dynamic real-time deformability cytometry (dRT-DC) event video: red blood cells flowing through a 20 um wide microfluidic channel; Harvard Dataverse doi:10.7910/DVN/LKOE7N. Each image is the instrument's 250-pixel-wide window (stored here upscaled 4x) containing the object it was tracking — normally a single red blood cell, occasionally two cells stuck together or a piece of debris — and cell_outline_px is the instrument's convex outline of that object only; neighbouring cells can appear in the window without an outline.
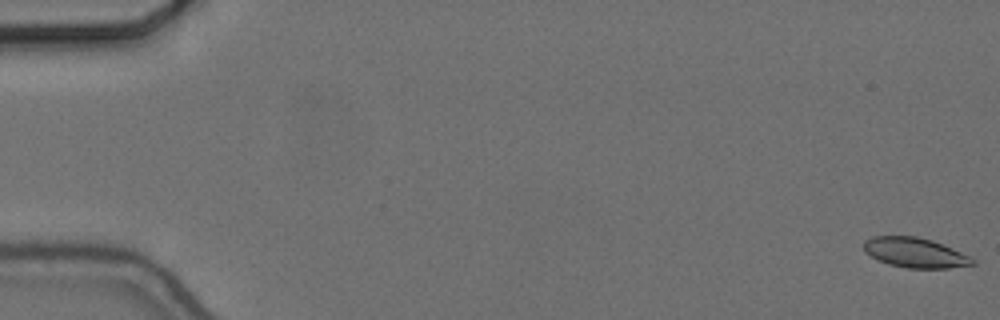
{"species": "common noctule bat (a hibernating species)", "species_latin": "Nyctalus noctula", "temperature_condition": "cold", "stored_images_in_passage": 22, "camera_frame_rate_fps": 3000, "um_per_image_px": 0.085, "animal": {"sex": "female", "body_mass_g": 24.6, "forearm_length_mm": 56.2}, "frame": {"image": 1, "passage_image": 1, "time_ms": 0.0, "image_size_px": [1000, 320], "cell_outline_px": [[976, 264], [948, 268], [908, 268], [888, 264], [864, 252], [864, 240], [872, 236], [916, 236], [932, 240], [972, 256], [976, 260]], "centroid_in_image_um": [77.81, 21.47], "position_along_channel_um": 7.2, "area_um2": 19.02}}
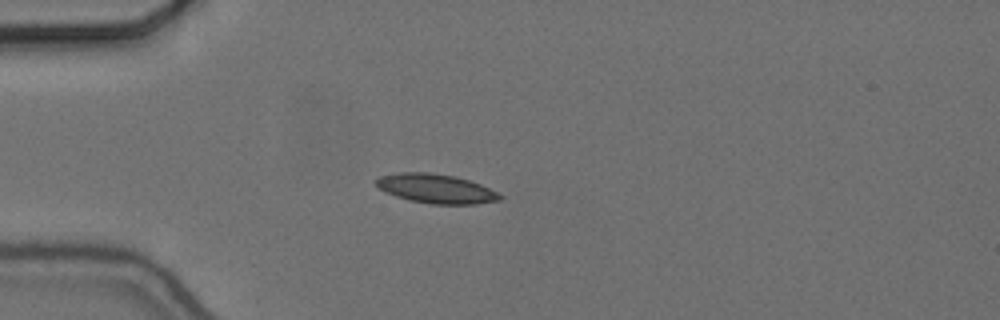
{"frame": {"image": 2, "passage_image": 16, "time_ms": 5.0, "image_size_px": [1000, 320], "cell_outline_px": [[504, 196], [500, 200], [476, 204], [432, 204], [408, 200], [396, 196], [376, 188], [376, 180], [380, 176], [400, 172], [428, 172], [452, 176], [468, 180], [480, 184]], "centroid_in_image_um": [37.03, 16.04], "position_along_channel_um": 48.0, "area_um2": 20.98}}
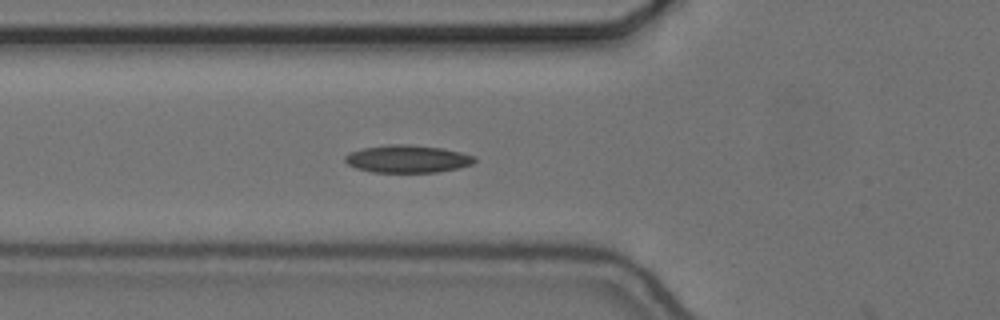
{"frame": {"image": 3, "passage_image": 21, "time_ms": 6.667, "image_size_px": [1000, 320], "cell_outline_px": [[476, 160], [472, 164], [456, 168], [436, 172], [372, 172], [356, 168], [348, 164], [344, 160], [344, 156], [348, 152], [364, 148], [388, 144], [408, 144], [440, 148], [460, 152], [476, 156]], "centroid_in_image_um": [34.6, 13.5], "position_along_channel_um": 91.2, "area_um2": 20.75}}